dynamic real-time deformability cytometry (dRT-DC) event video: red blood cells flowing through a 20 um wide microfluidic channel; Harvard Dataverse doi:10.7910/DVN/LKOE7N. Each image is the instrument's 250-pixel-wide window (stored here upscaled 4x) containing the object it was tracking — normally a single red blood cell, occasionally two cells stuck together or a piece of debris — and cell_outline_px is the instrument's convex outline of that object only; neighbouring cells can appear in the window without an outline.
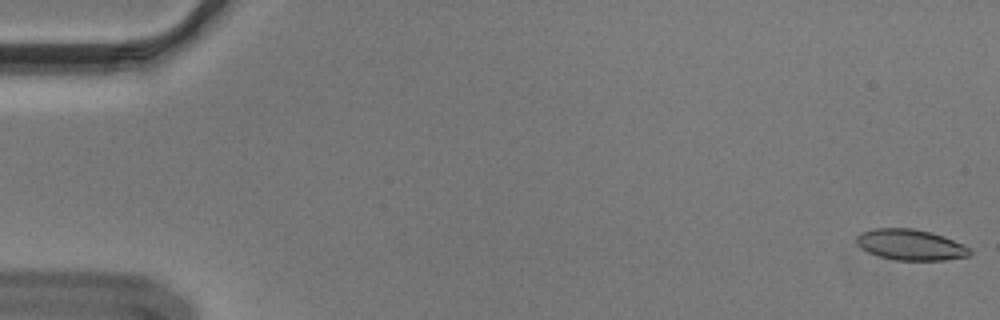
{"species": "Egyptian fruit bat (a non-hibernating species)", "species_latin": "Rousettus aegyptiacus", "temperature_condition": "cold", "stored_images_in_passage": 55, "camera_frame_rate_fps": 3000, "um_per_image_px": 0.085, "animal": {"sex": "male"}, "frame": {"image": 1, "passage_image": 1, "time_ms": 0.0, "image_size_px": [1000, 320], "cell_outline_px": [[972, 252], [968, 256], [944, 260], [896, 260], [880, 256], [868, 252], [856, 244], [856, 236], [872, 228], [912, 228], [944, 236], [972, 248]], "centroid_in_image_um": [77.41, 20.8], "position_along_channel_um": 7.6, "area_um2": 20.29}}
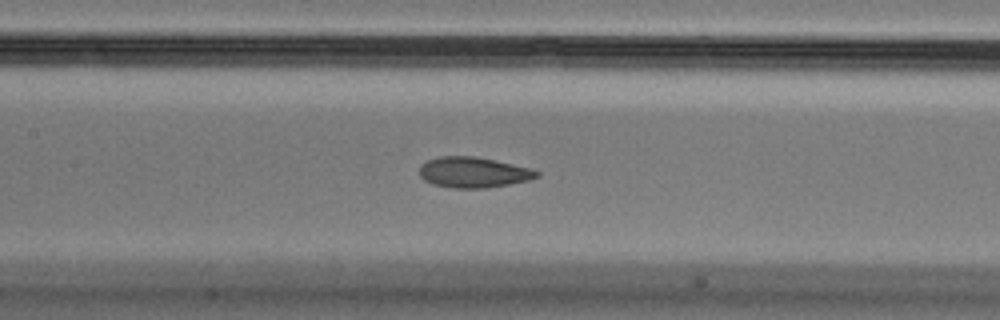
{"frame": {"image": 2, "passage_image": 26, "time_ms": 8.333, "image_size_px": [1000, 320], "cell_outline_px": [[540, 176], [532, 180], [488, 188], [452, 188], [432, 184], [424, 180], [420, 176], [420, 164], [428, 160], [440, 156], [476, 156], [532, 168], [540, 172]], "centroid_in_image_um": [40.27, 14.65], "position_along_channel_um": 167.1, "area_um2": 21.21}}
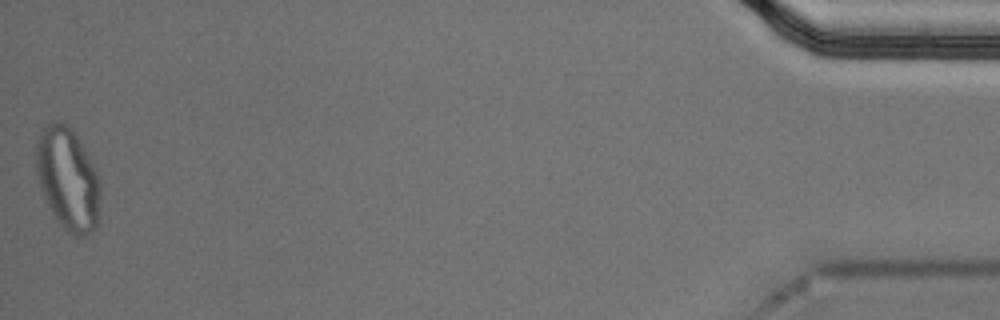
{"frame": {"image": 3, "passage_image": 55, "time_ms": 18.0, "image_size_px": [1000, 320], "cell_outline_px": [[100, 192], [96, 228], [92, 232], [84, 236], [76, 236], [68, 232], [56, 220], [44, 196], [40, 184], [36, 168], [36, 144], [40, 132], [48, 124], [64, 124], [76, 132], [96, 172], [100, 188]], "centroid_in_image_um": [5.77, 15.23], "position_along_channel_um": 429.4, "area_um2": 37.63}, "authors_computed_cell_mechanics": {"area_um2": 21.5016, "velocity_mm_per_s": 3.6488, "shape_relaxation_time_tau1_ms": null, "shape_relaxation_time_tau2_ms": 1.8894, "deformation_change_tau1": null, "deformation_change_tau2": 0.0714}}